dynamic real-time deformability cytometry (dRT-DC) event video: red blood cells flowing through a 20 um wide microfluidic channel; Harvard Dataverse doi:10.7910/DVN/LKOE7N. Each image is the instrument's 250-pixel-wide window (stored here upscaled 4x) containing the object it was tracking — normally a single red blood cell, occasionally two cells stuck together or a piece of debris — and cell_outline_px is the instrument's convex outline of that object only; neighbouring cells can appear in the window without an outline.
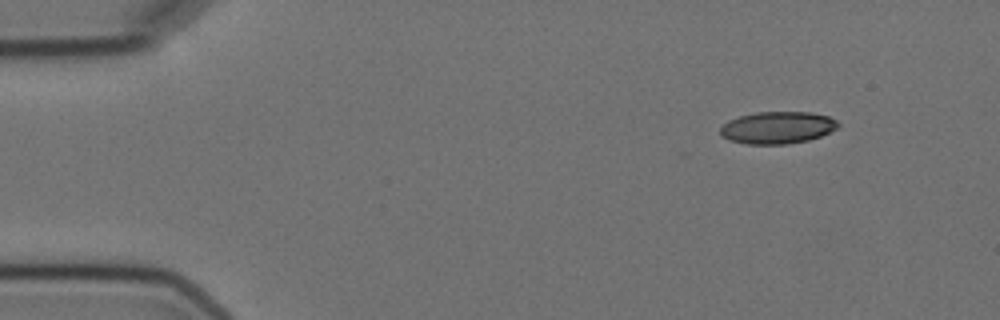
{"species": "Egyptian fruit bat (a non-hibernating species)", "species_latin": "Rousettus aegyptiacus", "temperature_condition": "cold", "stored_images_in_passage": 3, "camera_frame_rate_fps": 3000, "um_per_image_px": 0.085, "animal": {"sex": "female"}, "frame": {"image": 1, "passage_image": 1, "time_ms": 0.0, "image_size_px": [1000, 320], "cell_outline_px": [[840, 124], [836, 128], [820, 136], [808, 140], [788, 144], [748, 144], [728, 140], [720, 136], [720, 128], [728, 120], [740, 116], [756, 112], [812, 112], [828, 116], [836, 120]], "centroid_in_image_um": [66.06, 10.85], "position_along_channel_um": 18.9, "area_um2": 22.08}}
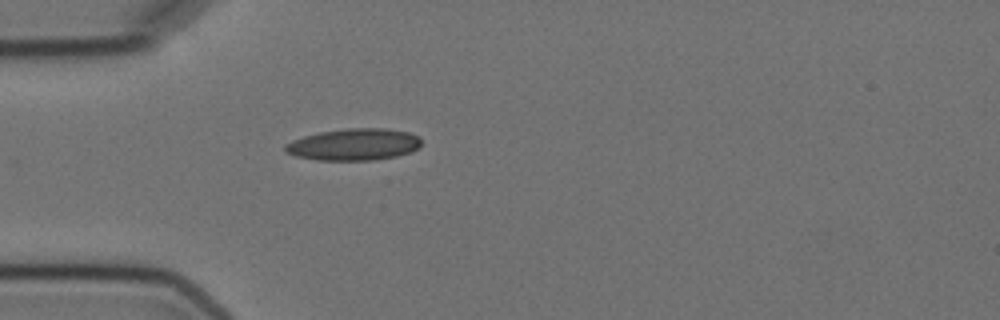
{"frame": {"image": 2, "passage_image": 3, "time_ms": 3.333, "image_size_px": [1000, 320], "cell_outline_px": [[420, 148], [412, 152], [396, 156], [372, 160], [316, 160], [296, 156], [284, 152], [284, 144], [292, 140], [304, 136], [320, 132], [348, 128], [384, 128], [408, 132], [420, 136]], "centroid_in_image_um": [30.08, 12.28], "position_along_channel_um": 54.9, "area_um2": 25.37}}